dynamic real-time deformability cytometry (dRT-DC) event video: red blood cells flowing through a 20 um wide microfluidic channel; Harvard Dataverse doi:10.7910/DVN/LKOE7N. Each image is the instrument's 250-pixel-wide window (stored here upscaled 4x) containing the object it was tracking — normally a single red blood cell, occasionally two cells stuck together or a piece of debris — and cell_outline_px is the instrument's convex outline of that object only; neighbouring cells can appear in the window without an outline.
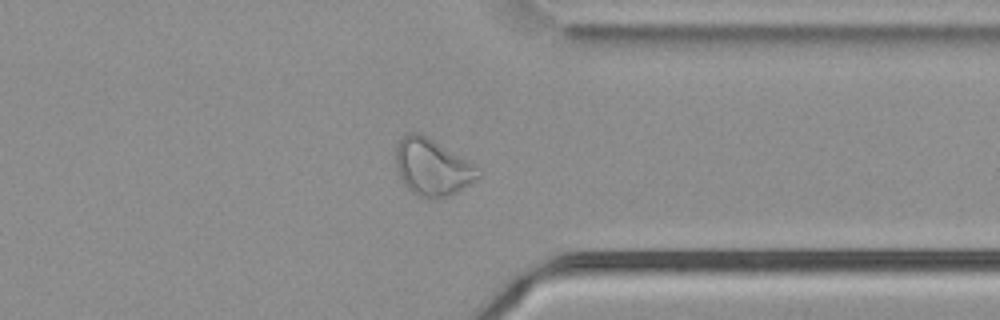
{"species": "common noctule bat (a hibernating species)", "species_latin": "Nyctalus noctula", "temperature_condition": "cold", "stored_images_in_passage": 57, "camera_frame_rate_fps": 3000, "um_per_image_px": 0.085, "animal": {"sex": "male", "body_mass_g": 21.5, "forearm_length_mm": 52.0}, "frame": {"image": 1, "passage_image": 45, "time_ms": 14.667, "image_size_px": [1000, 320], "cell_outline_px": [[484, 176], [456, 192], [448, 196], [432, 200], [416, 196], [400, 180], [396, 168], [396, 148], [400, 140], [408, 132], [420, 132], [476, 164], [484, 172]], "centroid_in_image_um": [36.79, 14.23], "position_along_channel_um": 374.6, "area_um2": 27.92}}
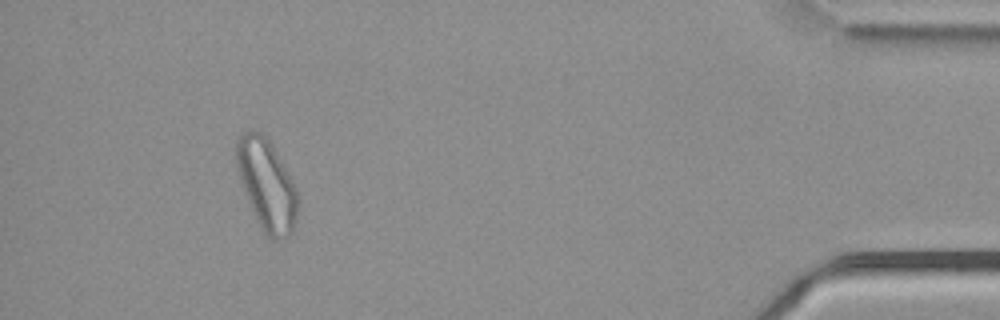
{"frame": {"image": 2, "passage_image": 53, "time_ms": 17.333, "image_size_px": [1000, 320], "cell_outline_px": [[300, 200], [292, 232], [284, 240], [272, 240], [264, 232], [256, 220], [240, 180], [236, 168], [236, 140], [244, 132], [260, 132], [268, 140], [296, 188], [300, 196]], "centroid_in_image_um": [22.67, 15.77], "position_along_channel_um": 412.5, "area_um2": 32.08}}